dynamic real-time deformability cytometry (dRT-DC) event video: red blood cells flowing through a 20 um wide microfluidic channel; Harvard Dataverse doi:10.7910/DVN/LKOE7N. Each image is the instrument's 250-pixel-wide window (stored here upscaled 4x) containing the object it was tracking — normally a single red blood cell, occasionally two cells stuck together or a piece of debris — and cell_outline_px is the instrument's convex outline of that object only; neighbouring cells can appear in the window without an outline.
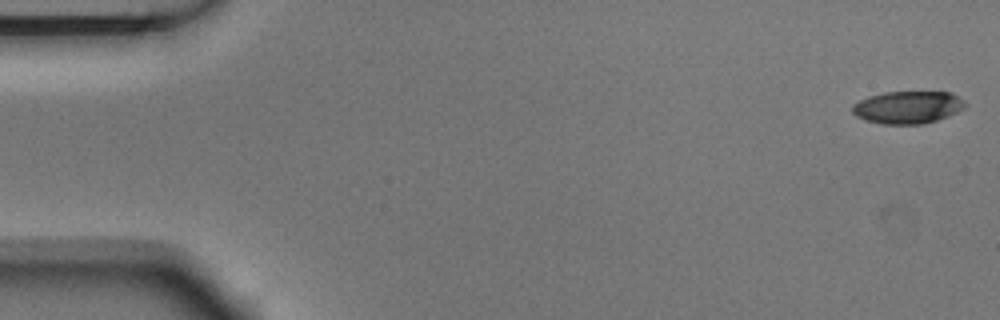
{"species": "Egyptian fruit bat (a non-hibernating species)", "species_latin": "Rousettus aegyptiacus", "temperature_condition": "room temperature", "stored_images_in_passage": 2, "segment_of_instrument_passage": [2, 2], "camera_frame_rate_fps": 3000, "um_per_image_px": 0.085, "animal": {"sex": "male"}, "frame": {"image": 1, "passage_image": 2, "time_ms": 0.333, "image_size_px": [1000, 320], "cell_outline_px": [[968, 104], [964, 108], [948, 116], [936, 120], [920, 124], [884, 124], [868, 120], [856, 116], [852, 112], [852, 104], [868, 96], [884, 92], [952, 92], [964, 100]], "centroid_in_image_um": [77.18, 9.11], "position_along_channel_um": 7.8, "area_um2": 21.33}}